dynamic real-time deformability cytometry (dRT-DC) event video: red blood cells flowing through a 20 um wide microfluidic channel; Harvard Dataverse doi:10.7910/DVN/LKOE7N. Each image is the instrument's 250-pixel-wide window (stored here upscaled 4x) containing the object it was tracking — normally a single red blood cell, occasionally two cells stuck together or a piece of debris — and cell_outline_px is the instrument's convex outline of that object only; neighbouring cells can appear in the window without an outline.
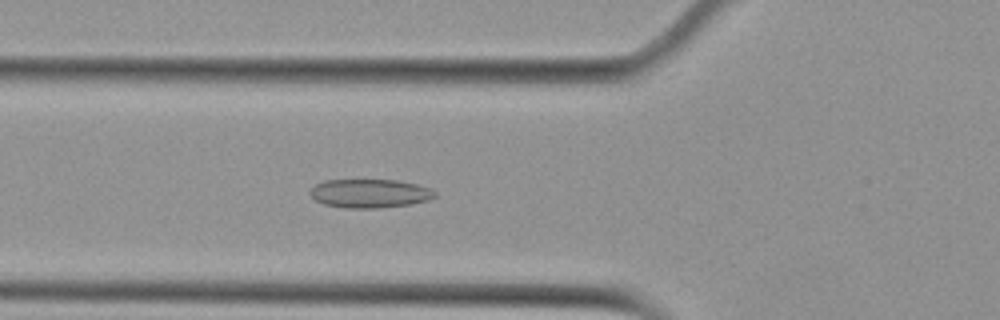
{"species": "Egyptian fruit bat (a non-hibernating species)", "species_latin": "Rousettus aegyptiacus", "temperature_condition": "cold", "stored_images_in_passage": 54, "camera_frame_rate_fps": 3000, "um_per_image_px": 0.085, "animal": {"sex": "female"}, "frame": {"image": 1, "passage_image": 20, "time_ms": 6.333, "image_size_px": [1000, 320], "cell_outline_px": [[436, 196], [428, 200], [412, 204], [376, 208], [344, 208], [324, 204], [316, 200], [308, 192], [316, 184], [324, 180], [396, 180], [416, 184], [432, 188], [436, 192]], "centroid_in_image_um": [31.45, 16.44], "position_along_channel_um": 94.4, "area_um2": 20.92}}
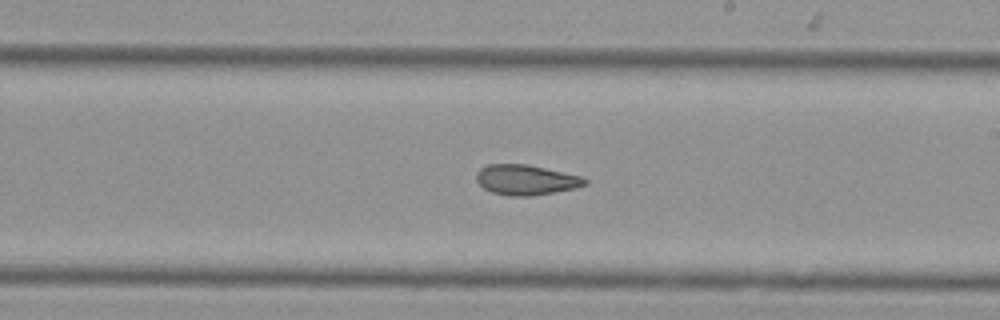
{"frame": {"image": 2, "passage_image": 32, "time_ms": 10.333, "image_size_px": [1000, 320], "cell_outline_px": [[588, 184], [576, 188], [532, 196], [508, 196], [492, 192], [484, 188], [476, 180], [476, 172], [480, 168], [488, 164], [528, 164], [584, 176], [588, 180]], "centroid_in_image_um": [44.74, 15.28], "position_along_channel_um": 244.3, "area_um2": 19.36}}
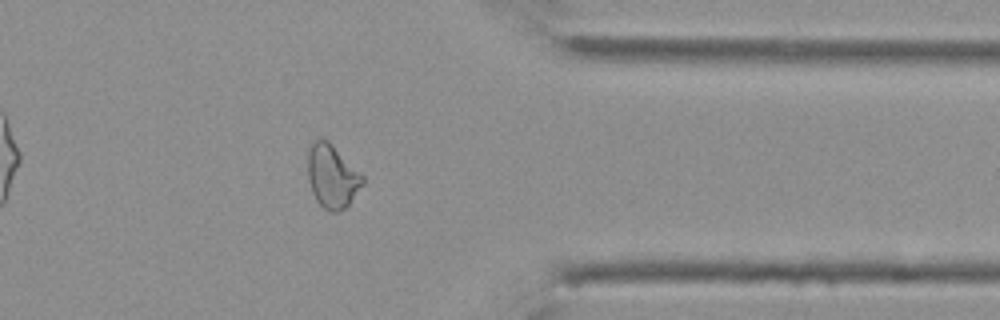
{"frame": {"image": 3, "passage_image": 44, "time_ms": 14.333, "image_size_px": [1000, 320], "cell_outline_px": [[364, 184], [348, 204], [340, 212], [328, 212], [316, 200], [312, 192], [308, 180], [308, 152], [312, 144], [316, 140], [328, 140], [364, 176]], "centroid_in_image_um": [28.24, 15.02], "position_along_channel_um": 383.2, "area_um2": 20.11}, "authors_computed_cell_mechanics": {"area_um2": 21.5305, "velocity_mm_per_s": 3.7555, "shape_relaxation_time_tau1_ms": null, "shape_relaxation_time_tau2_ms": 2.9217, "deformation_change_tau1": null, "deformation_change_tau2": 0.0924}}